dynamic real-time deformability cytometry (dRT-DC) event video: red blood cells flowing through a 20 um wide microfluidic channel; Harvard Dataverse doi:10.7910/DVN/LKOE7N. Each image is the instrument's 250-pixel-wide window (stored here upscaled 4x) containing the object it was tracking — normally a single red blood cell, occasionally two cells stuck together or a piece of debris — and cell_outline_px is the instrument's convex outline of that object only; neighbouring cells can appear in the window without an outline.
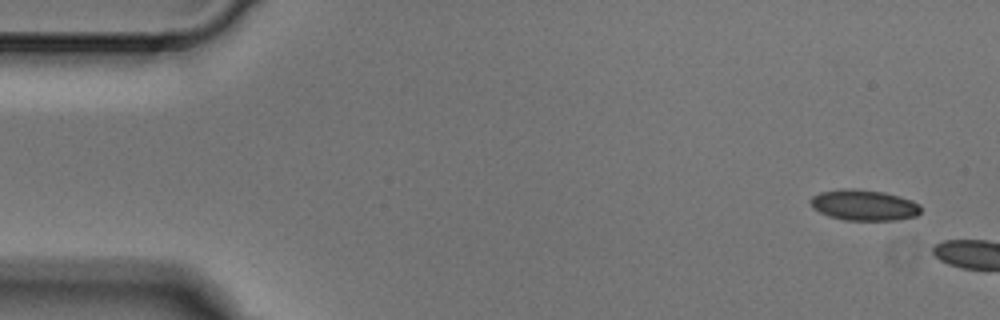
{"species": "Egyptian fruit bat (a non-hibernating species)", "species_latin": "Rousettus aegyptiacus", "temperature_condition": "cold", "stored_images_in_passage": 3, "camera_frame_rate_fps": 3000, "um_per_image_px": 0.085, "animal": {"sex": "male"}, "frame": {"image": 1, "passage_image": 1, "time_ms": 0.0, "image_size_px": [1000, 320], "cell_outline_px": [[920, 212], [916, 216], [896, 220], [844, 220], [828, 216], [812, 208], [808, 200], [812, 196], [820, 192], [844, 188], [856, 188], [884, 192], [900, 196], [912, 200], [920, 204]], "centroid_in_image_um": [73.41, 17.42], "position_along_channel_um": 11.6, "area_um2": 20.06}}